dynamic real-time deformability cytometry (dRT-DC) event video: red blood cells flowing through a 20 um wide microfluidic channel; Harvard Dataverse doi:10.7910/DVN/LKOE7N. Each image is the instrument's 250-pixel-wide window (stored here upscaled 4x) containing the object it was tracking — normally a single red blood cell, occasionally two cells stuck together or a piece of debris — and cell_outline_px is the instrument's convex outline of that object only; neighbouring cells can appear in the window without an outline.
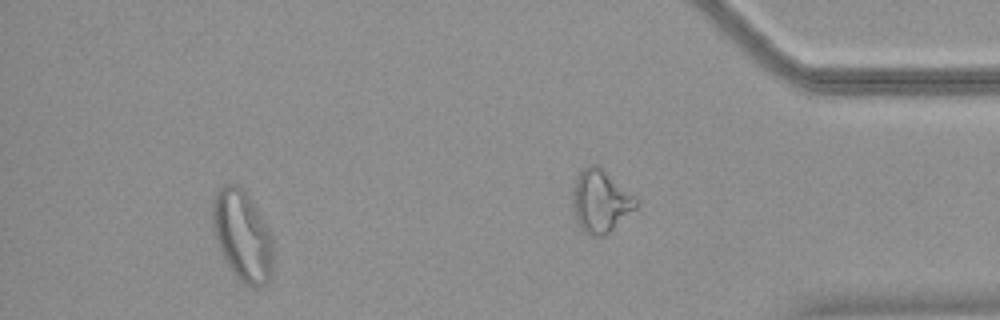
{"species": "common noctule bat (a hibernating species)", "species_latin": "Nyctalus noctula", "temperature_condition": "warm", "stored_images_in_passage": 31, "segment_of_instrument_passage": [2, 3], "camera_frame_rate_fps": 3000, "um_per_image_px": 0.085, "animal": {"sex": "female", "body_mass_g": 18.4}, "frame": {"image": 1, "passage_image": 27, "time_ms": 8.667, "image_size_px": [1000, 320], "cell_outline_px": [[272, 264], [268, 280], [264, 284], [256, 288], [252, 288], [244, 284], [232, 272], [220, 248], [212, 224], [212, 200], [216, 192], [224, 184], [236, 184], [248, 196], [268, 228], [272, 236]], "centroid_in_image_um": [20.59, 20.04], "position_along_channel_um": 414.6, "area_um2": 31.39}}